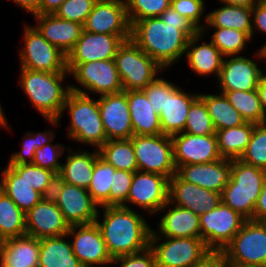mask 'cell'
<instances>
[{"mask_svg": "<svg viewBox=\"0 0 266 267\" xmlns=\"http://www.w3.org/2000/svg\"><path fill=\"white\" fill-rule=\"evenodd\" d=\"M97 0H65L54 13L57 17L84 24Z\"/></svg>", "mask_w": 266, "mask_h": 267, "instance_id": "c3c4849f", "label": "cell"}, {"mask_svg": "<svg viewBox=\"0 0 266 267\" xmlns=\"http://www.w3.org/2000/svg\"><path fill=\"white\" fill-rule=\"evenodd\" d=\"M263 111L266 115V74L259 80L256 88Z\"/></svg>", "mask_w": 266, "mask_h": 267, "instance_id": "94428289", "label": "cell"}, {"mask_svg": "<svg viewBox=\"0 0 266 267\" xmlns=\"http://www.w3.org/2000/svg\"><path fill=\"white\" fill-rule=\"evenodd\" d=\"M131 141L138 171L161 174L168 179L176 174L170 135H133Z\"/></svg>", "mask_w": 266, "mask_h": 267, "instance_id": "9c48e42d", "label": "cell"}, {"mask_svg": "<svg viewBox=\"0 0 266 267\" xmlns=\"http://www.w3.org/2000/svg\"><path fill=\"white\" fill-rule=\"evenodd\" d=\"M130 36L95 34L83 30L73 49L66 56V67L71 73L79 64L114 59L120 45Z\"/></svg>", "mask_w": 266, "mask_h": 267, "instance_id": "2e32d148", "label": "cell"}, {"mask_svg": "<svg viewBox=\"0 0 266 267\" xmlns=\"http://www.w3.org/2000/svg\"><path fill=\"white\" fill-rule=\"evenodd\" d=\"M12 126L9 125L8 123V119L7 117L5 116V111L0 103V128H6L10 131Z\"/></svg>", "mask_w": 266, "mask_h": 267, "instance_id": "be15d7a7", "label": "cell"}, {"mask_svg": "<svg viewBox=\"0 0 266 267\" xmlns=\"http://www.w3.org/2000/svg\"><path fill=\"white\" fill-rule=\"evenodd\" d=\"M115 170L112 165L108 164L100 156L96 159L91 183L87 191L99 207L109 206V192L113 187Z\"/></svg>", "mask_w": 266, "mask_h": 267, "instance_id": "60d3db41", "label": "cell"}, {"mask_svg": "<svg viewBox=\"0 0 266 267\" xmlns=\"http://www.w3.org/2000/svg\"><path fill=\"white\" fill-rule=\"evenodd\" d=\"M99 208L103 212L99 214L101 210L98 211L95 222L112 259L138 253L149 247L153 227L147 222L144 216L146 213L123 206ZM100 216L103 218L100 219Z\"/></svg>", "mask_w": 266, "mask_h": 267, "instance_id": "7a4b0ae2", "label": "cell"}, {"mask_svg": "<svg viewBox=\"0 0 266 267\" xmlns=\"http://www.w3.org/2000/svg\"><path fill=\"white\" fill-rule=\"evenodd\" d=\"M0 190L27 213L42 200V194L32 188L23 176H18L8 165L1 169Z\"/></svg>", "mask_w": 266, "mask_h": 267, "instance_id": "1f68e13d", "label": "cell"}, {"mask_svg": "<svg viewBox=\"0 0 266 267\" xmlns=\"http://www.w3.org/2000/svg\"><path fill=\"white\" fill-rule=\"evenodd\" d=\"M39 240L38 267H83L74 255L72 243L67 234Z\"/></svg>", "mask_w": 266, "mask_h": 267, "instance_id": "4dcf8cb0", "label": "cell"}, {"mask_svg": "<svg viewBox=\"0 0 266 267\" xmlns=\"http://www.w3.org/2000/svg\"><path fill=\"white\" fill-rule=\"evenodd\" d=\"M115 63L123 91L143 90L155 80L164 69L142 51L130 38L125 40L117 50Z\"/></svg>", "mask_w": 266, "mask_h": 267, "instance_id": "8992f818", "label": "cell"}, {"mask_svg": "<svg viewBox=\"0 0 266 267\" xmlns=\"http://www.w3.org/2000/svg\"><path fill=\"white\" fill-rule=\"evenodd\" d=\"M26 234L37 239L67 234L70 225L56 203L41 200L25 213Z\"/></svg>", "mask_w": 266, "mask_h": 267, "instance_id": "603a6c76", "label": "cell"}, {"mask_svg": "<svg viewBox=\"0 0 266 267\" xmlns=\"http://www.w3.org/2000/svg\"><path fill=\"white\" fill-rule=\"evenodd\" d=\"M56 204L70 226L94 223L100 210L87 189L66 182Z\"/></svg>", "mask_w": 266, "mask_h": 267, "instance_id": "cb8c5ba5", "label": "cell"}, {"mask_svg": "<svg viewBox=\"0 0 266 267\" xmlns=\"http://www.w3.org/2000/svg\"><path fill=\"white\" fill-rule=\"evenodd\" d=\"M125 0H97L83 30L95 34L130 36Z\"/></svg>", "mask_w": 266, "mask_h": 267, "instance_id": "ac0fdd59", "label": "cell"}, {"mask_svg": "<svg viewBox=\"0 0 266 267\" xmlns=\"http://www.w3.org/2000/svg\"><path fill=\"white\" fill-rule=\"evenodd\" d=\"M168 201L169 179L167 177L157 173L136 171L133 175L127 201L122 206L129 209L139 207L142 211L148 212V215L156 216V213Z\"/></svg>", "mask_w": 266, "mask_h": 267, "instance_id": "4fadbf2b", "label": "cell"}, {"mask_svg": "<svg viewBox=\"0 0 266 267\" xmlns=\"http://www.w3.org/2000/svg\"><path fill=\"white\" fill-rule=\"evenodd\" d=\"M15 3L17 7L23 9L25 12H28L30 15H34L40 7L41 0H10Z\"/></svg>", "mask_w": 266, "mask_h": 267, "instance_id": "91938a15", "label": "cell"}, {"mask_svg": "<svg viewBox=\"0 0 266 267\" xmlns=\"http://www.w3.org/2000/svg\"><path fill=\"white\" fill-rule=\"evenodd\" d=\"M192 267H230L223 250H209Z\"/></svg>", "mask_w": 266, "mask_h": 267, "instance_id": "11a10c76", "label": "cell"}, {"mask_svg": "<svg viewBox=\"0 0 266 267\" xmlns=\"http://www.w3.org/2000/svg\"><path fill=\"white\" fill-rule=\"evenodd\" d=\"M239 160L266 170V122L255 124L247 148Z\"/></svg>", "mask_w": 266, "mask_h": 267, "instance_id": "7bdbcfd3", "label": "cell"}, {"mask_svg": "<svg viewBox=\"0 0 266 267\" xmlns=\"http://www.w3.org/2000/svg\"><path fill=\"white\" fill-rule=\"evenodd\" d=\"M69 147L66 149V159L61 165L59 174L64 178L66 183L88 189L93 175V169L96 159L100 156L99 151L94 149L93 152L83 149Z\"/></svg>", "mask_w": 266, "mask_h": 267, "instance_id": "f1b7e54d", "label": "cell"}, {"mask_svg": "<svg viewBox=\"0 0 266 267\" xmlns=\"http://www.w3.org/2000/svg\"><path fill=\"white\" fill-rule=\"evenodd\" d=\"M183 132L201 136L216 134L205 102L199 96L190 106Z\"/></svg>", "mask_w": 266, "mask_h": 267, "instance_id": "b9f144b4", "label": "cell"}, {"mask_svg": "<svg viewBox=\"0 0 266 267\" xmlns=\"http://www.w3.org/2000/svg\"><path fill=\"white\" fill-rule=\"evenodd\" d=\"M70 76L79 86L71 84V90L74 92L97 97L123 91L114 59L81 63Z\"/></svg>", "mask_w": 266, "mask_h": 267, "instance_id": "8fae6325", "label": "cell"}, {"mask_svg": "<svg viewBox=\"0 0 266 267\" xmlns=\"http://www.w3.org/2000/svg\"><path fill=\"white\" fill-rule=\"evenodd\" d=\"M200 30L195 25L165 24L148 17L131 25L130 38L164 70L183 59L189 38Z\"/></svg>", "mask_w": 266, "mask_h": 267, "instance_id": "6da1fadb", "label": "cell"}, {"mask_svg": "<svg viewBox=\"0 0 266 267\" xmlns=\"http://www.w3.org/2000/svg\"><path fill=\"white\" fill-rule=\"evenodd\" d=\"M252 54L253 59L244 55L224 57L216 82L219 91L256 90L259 80L266 74L257 61L266 62V51L259 48Z\"/></svg>", "mask_w": 266, "mask_h": 267, "instance_id": "7c38bea8", "label": "cell"}, {"mask_svg": "<svg viewBox=\"0 0 266 267\" xmlns=\"http://www.w3.org/2000/svg\"><path fill=\"white\" fill-rule=\"evenodd\" d=\"M23 47L18 51L20 68L41 72H69L66 55L50 44L31 24L24 23Z\"/></svg>", "mask_w": 266, "mask_h": 267, "instance_id": "ba28073f", "label": "cell"}, {"mask_svg": "<svg viewBox=\"0 0 266 267\" xmlns=\"http://www.w3.org/2000/svg\"><path fill=\"white\" fill-rule=\"evenodd\" d=\"M255 123L246 122L237 127L216 131L218 149L222 158L240 159L250 141Z\"/></svg>", "mask_w": 266, "mask_h": 267, "instance_id": "e575fe53", "label": "cell"}, {"mask_svg": "<svg viewBox=\"0 0 266 267\" xmlns=\"http://www.w3.org/2000/svg\"><path fill=\"white\" fill-rule=\"evenodd\" d=\"M130 26L148 17H159L171 4V0H125Z\"/></svg>", "mask_w": 266, "mask_h": 267, "instance_id": "ee69618b", "label": "cell"}, {"mask_svg": "<svg viewBox=\"0 0 266 267\" xmlns=\"http://www.w3.org/2000/svg\"><path fill=\"white\" fill-rule=\"evenodd\" d=\"M97 97L107 140L131 138L134 133L126 91Z\"/></svg>", "mask_w": 266, "mask_h": 267, "instance_id": "d6986e66", "label": "cell"}, {"mask_svg": "<svg viewBox=\"0 0 266 267\" xmlns=\"http://www.w3.org/2000/svg\"><path fill=\"white\" fill-rule=\"evenodd\" d=\"M222 4L236 5L240 7L252 8L259 1L258 0H218Z\"/></svg>", "mask_w": 266, "mask_h": 267, "instance_id": "6125c7cd", "label": "cell"}, {"mask_svg": "<svg viewBox=\"0 0 266 267\" xmlns=\"http://www.w3.org/2000/svg\"><path fill=\"white\" fill-rule=\"evenodd\" d=\"M159 17L165 24L194 25L191 21L173 9L171 5Z\"/></svg>", "mask_w": 266, "mask_h": 267, "instance_id": "6f0895ef", "label": "cell"}, {"mask_svg": "<svg viewBox=\"0 0 266 267\" xmlns=\"http://www.w3.org/2000/svg\"><path fill=\"white\" fill-rule=\"evenodd\" d=\"M161 214L157 230L152 231L160 237H201L199 215L190 209L176 206L168 201L156 214Z\"/></svg>", "mask_w": 266, "mask_h": 267, "instance_id": "7402d4cb", "label": "cell"}, {"mask_svg": "<svg viewBox=\"0 0 266 267\" xmlns=\"http://www.w3.org/2000/svg\"><path fill=\"white\" fill-rule=\"evenodd\" d=\"M256 31L260 34L266 35V8L260 2L252 7V40L255 39L254 36ZM259 48L265 50L266 42H264V44Z\"/></svg>", "mask_w": 266, "mask_h": 267, "instance_id": "f5cc1de1", "label": "cell"}, {"mask_svg": "<svg viewBox=\"0 0 266 267\" xmlns=\"http://www.w3.org/2000/svg\"><path fill=\"white\" fill-rule=\"evenodd\" d=\"M223 251L230 266L266 267V222L246 220Z\"/></svg>", "mask_w": 266, "mask_h": 267, "instance_id": "52a82bcc", "label": "cell"}, {"mask_svg": "<svg viewBox=\"0 0 266 267\" xmlns=\"http://www.w3.org/2000/svg\"><path fill=\"white\" fill-rule=\"evenodd\" d=\"M169 201L200 216L221 203V194L188 183L175 174L169 179Z\"/></svg>", "mask_w": 266, "mask_h": 267, "instance_id": "ffe728a7", "label": "cell"}, {"mask_svg": "<svg viewBox=\"0 0 266 267\" xmlns=\"http://www.w3.org/2000/svg\"><path fill=\"white\" fill-rule=\"evenodd\" d=\"M224 93L231 105L242 115L246 122L255 124L266 122L257 90L218 91Z\"/></svg>", "mask_w": 266, "mask_h": 267, "instance_id": "ab89813d", "label": "cell"}, {"mask_svg": "<svg viewBox=\"0 0 266 267\" xmlns=\"http://www.w3.org/2000/svg\"><path fill=\"white\" fill-rule=\"evenodd\" d=\"M116 264V265H115ZM118 265V266H117ZM113 267H156L153 250L147 249L129 255H124L113 259Z\"/></svg>", "mask_w": 266, "mask_h": 267, "instance_id": "816d5d0a", "label": "cell"}, {"mask_svg": "<svg viewBox=\"0 0 266 267\" xmlns=\"http://www.w3.org/2000/svg\"><path fill=\"white\" fill-rule=\"evenodd\" d=\"M252 220L266 222V175L263 179L261 193L255 204Z\"/></svg>", "mask_w": 266, "mask_h": 267, "instance_id": "9f6ffc18", "label": "cell"}, {"mask_svg": "<svg viewBox=\"0 0 266 267\" xmlns=\"http://www.w3.org/2000/svg\"><path fill=\"white\" fill-rule=\"evenodd\" d=\"M67 235L70 237L74 255L83 267L112 266L113 259L96 222L71 225Z\"/></svg>", "mask_w": 266, "mask_h": 267, "instance_id": "9a60e30c", "label": "cell"}, {"mask_svg": "<svg viewBox=\"0 0 266 267\" xmlns=\"http://www.w3.org/2000/svg\"><path fill=\"white\" fill-rule=\"evenodd\" d=\"M53 128L39 132L26 131L21 141V150L11 153L7 165L29 164L34 162L35 150L55 140L54 127L61 126L58 119H44Z\"/></svg>", "mask_w": 266, "mask_h": 267, "instance_id": "d590c367", "label": "cell"}, {"mask_svg": "<svg viewBox=\"0 0 266 267\" xmlns=\"http://www.w3.org/2000/svg\"><path fill=\"white\" fill-rule=\"evenodd\" d=\"M218 93H200L199 91V97L205 102L215 130L237 127L246 123L224 93Z\"/></svg>", "mask_w": 266, "mask_h": 267, "instance_id": "836d02e7", "label": "cell"}, {"mask_svg": "<svg viewBox=\"0 0 266 267\" xmlns=\"http://www.w3.org/2000/svg\"><path fill=\"white\" fill-rule=\"evenodd\" d=\"M99 155L117 170L138 171L131 138L107 140L99 149Z\"/></svg>", "mask_w": 266, "mask_h": 267, "instance_id": "8d00e7d4", "label": "cell"}, {"mask_svg": "<svg viewBox=\"0 0 266 267\" xmlns=\"http://www.w3.org/2000/svg\"><path fill=\"white\" fill-rule=\"evenodd\" d=\"M198 96L199 93L184 91L175 83L166 93V103L159 114L163 134L171 136L184 131L190 106Z\"/></svg>", "mask_w": 266, "mask_h": 267, "instance_id": "4316f807", "label": "cell"}, {"mask_svg": "<svg viewBox=\"0 0 266 267\" xmlns=\"http://www.w3.org/2000/svg\"><path fill=\"white\" fill-rule=\"evenodd\" d=\"M67 148L66 145L62 143L54 144L53 141L45 144L35 150L33 164L59 173L62 165V161L59 160L63 155L66 156L64 153H66Z\"/></svg>", "mask_w": 266, "mask_h": 267, "instance_id": "bcb514c9", "label": "cell"}, {"mask_svg": "<svg viewBox=\"0 0 266 267\" xmlns=\"http://www.w3.org/2000/svg\"><path fill=\"white\" fill-rule=\"evenodd\" d=\"M149 247L156 267H192L210 250L201 237H160L153 231Z\"/></svg>", "mask_w": 266, "mask_h": 267, "instance_id": "30bf717a", "label": "cell"}, {"mask_svg": "<svg viewBox=\"0 0 266 267\" xmlns=\"http://www.w3.org/2000/svg\"><path fill=\"white\" fill-rule=\"evenodd\" d=\"M266 170L232 159L231 177L221 193V202L247 220L253 218Z\"/></svg>", "mask_w": 266, "mask_h": 267, "instance_id": "5b68a950", "label": "cell"}, {"mask_svg": "<svg viewBox=\"0 0 266 267\" xmlns=\"http://www.w3.org/2000/svg\"><path fill=\"white\" fill-rule=\"evenodd\" d=\"M134 135H160L159 114H157L143 90L126 91Z\"/></svg>", "mask_w": 266, "mask_h": 267, "instance_id": "f546056e", "label": "cell"}, {"mask_svg": "<svg viewBox=\"0 0 266 267\" xmlns=\"http://www.w3.org/2000/svg\"><path fill=\"white\" fill-rule=\"evenodd\" d=\"M18 176H23V179L36 191L41 194L48 186L50 179L53 177L55 172L34 165L19 164V165H8Z\"/></svg>", "mask_w": 266, "mask_h": 267, "instance_id": "f6af8a7d", "label": "cell"}, {"mask_svg": "<svg viewBox=\"0 0 266 267\" xmlns=\"http://www.w3.org/2000/svg\"><path fill=\"white\" fill-rule=\"evenodd\" d=\"M209 28L214 30V32H211L213 34L210 36V41L224 56L242 55L243 52H246L245 49L248 48V44L252 41L246 32L233 28L204 27L202 32L206 35L209 30L210 33L211 29Z\"/></svg>", "mask_w": 266, "mask_h": 267, "instance_id": "f35d334b", "label": "cell"}, {"mask_svg": "<svg viewBox=\"0 0 266 267\" xmlns=\"http://www.w3.org/2000/svg\"><path fill=\"white\" fill-rule=\"evenodd\" d=\"M134 172L115 170L113 175V187L109 192V206H122L128 198Z\"/></svg>", "mask_w": 266, "mask_h": 267, "instance_id": "681fc988", "label": "cell"}, {"mask_svg": "<svg viewBox=\"0 0 266 267\" xmlns=\"http://www.w3.org/2000/svg\"><path fill=\"white\" fill-rule=\"evenodd\" d=\"M265 8H266V0L264 1H259Z\"/></svg>", "mask_w": 266, "mask_h": 267, "instance_id": "e7e4bbea", "label": "cell"}, {"mask_svg": "<svg viewBox=\"0 0 266 267\" xmlns=\"http://www.w3.org/2000/svg\"><path fill=\"white\" fill-rule=\"evenodd\" d=\"M176 168L185 164H204L222 158L216 134L193 135L186 132L171 135Z\"/></svg>", "mask_w": 266, "mask_h": 267, "instance_id": "e0dca14e", "label": "cell"}, {"mask_svg": "<svg viewBox=\"0 0 266 267\" xmlns=\"http://www.w3.org/2000/svg\"><path fill=\"white\" fill-rule=\"evenodd\" d=\"M64 184V178L59 173H55L42 193V200L50 203H57L63 191Z\"/></svg>", "mask_w": 266, "mask_h": 267, "instance_id": "db71d44e", "label": "cell"}, {"mask_svg": "<svg viewBox=\"0 0 266 267\" xmlns=\"http://www.w3.org/2000/svg\"><path fill=\"white\" fill-rule=\"evenodd\" d=\"M246 220L221 202L216 208L199 216L201 238L210 250H223Z\"/></svg>", "mask_w": 266, "mask_h": 267, "instance_id": "5bb4252c", "label": "cell"}, {"mask_svg": "<svg viewBox=\"0 0 266 267\" xmlns=\"http://www.w3.org/2000/svg\"><path fill=\"white\" fill-rule=\"evenodd\" d=\"M19 71L18 85L20 84L21 91L28 97L35 112L44 119H59L71 91V83H65L70 78V73H49L25 68H20Z\"/></svg>", "mask_w": 266, "mask_h": 267, "instance_id": "3957f363", "label": "cell"}, {"mask_svg": "<svg viewBox=\"0 0 266 267\" xmlns=\"http://www.w3.org/2000/svg\"><path fill=\"white\" fill-rule=\"evenodd\" d=\"M65 0H41L35 14H54Z\"/></svg>", "mask_w": 266, "mask_h": 267, "instance_id": "680465c9", "label": "cell"}, {"mask_svg": "<svg viewBox=\"0 0 266 267\" xmlns=\"http://www.w3.org/2000/svg\"><path fill=\"white\" fill-rule=\"evenodd\" d=\"M175 84L170 80L164 79L163 77H157L155 80L150 82L143 91L145 92L150 104L157 114H160L166 103V93Z\"/></svg>", "mask_w": 266, "mask_h": 267, "instance_id": "f907efd6", "label": "cell"}, {"mask_svg": "<svg viewBox=\"0 0 266 267\" xmlns=\"http://www.w3.org/2000/svg\"><path fill=\"white\" fill-rule=\"evenodd\" d=\"M204 38L202 31L189 38L184 57L194 74L205 78L212 75L217 81L225 56L211 41L204 42Z\"/></svg>", "mask_w": 266, "mask_h": 267, "instance_id": "d4e9b609", "label": "cell"}, {"mask_svg": "<svg viewBox=\"0 0 266 267\" xmlns=\"http://www.w3.org/2000/svg\"><path fill=\"white\" fill-rule=\"evenodd\" d=\"M231 168L232 160L221 158L211 163L179 166L176 174L188 183L221 194L230 181Z\"/></svg>", "mask_w": 266, "mask_h": 267, "instance_id": "44dd1931", "label": "cell"}, {"mask_svg": "<svg viewBox=\"0 0 266 267\" xmlns=\"http://www.w3.org/2000/svg\"><path fill=\"white\" fill-rule=\"evenodd\" d=\"M40 240L22 235L0 242V267H38Z\"/></svg>", "mask_w": 266, "mask_h": 267, "instance_id": "83f0119b", "label": "cell"}, {"mask_svg": "<svg viewBox=\"0 0 266 267\" xmlns=\"http://www.w3.org/2000/svg\"><path fill=\"white\" fill-rule=\"evenodd\" d=\"M33 26L53 46L66 56L73 49L83 31V25L57 17L55 14H34Z\"/></svg>", "mask_w": 266, "mask_h": 267, "instance_id": "484cf974", "label": "cell"}, {"mask_svg": "<svg viewBox=\"0 0 266 267\" xmlns=\"http://www.w3.org/2000/svg\"><path fill=\"white\" fill-rule=\"evenodd\" d=\"M25 234V213L0 190V242Z\"/></svg>", "mask_w": 266, "mask_h": 267, "instance_id": "74e56055", "label": "cell"}, {"mask_svg": "<svg viewBox=\"0 0 266 267\" xmlns=\"http://www.w3.org/2000/svg\"><path fill=\"white\" fill-rule=\"evenodd\" d=\"M68 112V131L66 135L73 142L94 149H99L106 141V133L102 123L98 98L90 95L70 91L64 104L59 122L64 118V112Z\"/></svg>", "mask_w": 266, "mask_h": 267, "instance_id": "277c9868", "label": "cell"}, {"mask_svg": "<svg viewBox=\"0 0 266 267\" xmlns=\"http://www.w3.org/2000/svg\"><path fill=\"white\" fill-rule=\"evenodd\" d=\"M205 2V0H171L170 5L202 31L207 22V14L204 16L207 8Z\"/></svg>", "mask_w": 266, "mask_h": 267, "instance_id": "7dc6e473", "label": "cell"}, {"mask_svg": "<svg viewBox=\"0 0 266 267\" xmlns=\"http://www.w3.org/2000/svg\"><path fill=\"white\" fill-rule=\"evenodd\" d=\"M221 4L207 13V22L204 27L233 28L252 33V8L236 5Z\"/></svg>", "mask_w": 266, "mask_h": 267, "instance_id": "d6a6232c", "label": "cell"}]
</instances>
